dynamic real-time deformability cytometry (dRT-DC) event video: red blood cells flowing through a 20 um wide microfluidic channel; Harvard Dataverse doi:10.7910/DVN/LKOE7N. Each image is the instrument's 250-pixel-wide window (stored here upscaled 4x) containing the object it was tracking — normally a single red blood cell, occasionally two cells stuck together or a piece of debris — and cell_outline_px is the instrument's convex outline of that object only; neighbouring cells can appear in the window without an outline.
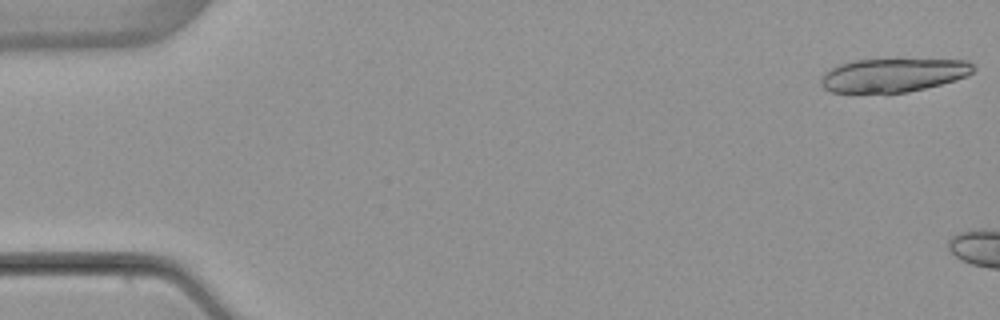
{"species": "common noctule bat (a hibernating species)", "species_latin": "Nyctalus noctula", "temperature_condition": "warm", "stored_images_in_passage": 3, "camera_frame_rate_fps": 3000, "um_per_image_px": 0.085, "animal": {"sex": "female", "body_mass_g": 22.7, "forearm_length_mm": 54.2}, "frame": {"image": 1, "passage_image": 1, "time_ms": 0.0, "image_size_px": [1000, 320], "cell_outline_px": [[976, 68], [968, 76], [956, 80], [908, 92], [832, 92], [824, 88], [820, 84], [820, 80], [832, 68], [840, 64], [856, 60], [896, 56], [900, 56], [968, 60]], "centroid_in_image_um": [76.03, 6.31], "position_along_channel_um": 9.0, "area_um2": 30.98}}